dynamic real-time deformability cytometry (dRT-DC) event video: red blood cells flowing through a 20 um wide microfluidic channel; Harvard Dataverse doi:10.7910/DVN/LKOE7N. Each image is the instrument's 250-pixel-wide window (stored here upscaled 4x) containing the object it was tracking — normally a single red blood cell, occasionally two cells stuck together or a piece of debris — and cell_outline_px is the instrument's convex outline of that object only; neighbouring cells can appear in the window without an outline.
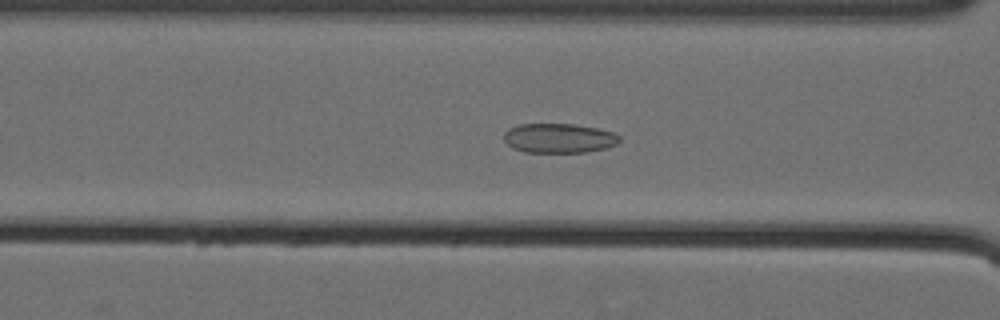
{"species": "Egyptian fruit bat (a non-hibernating species)", "species_latin": "Rousettus aegyptiacus", "temperature_condition": "cold", "stored_images_in_passage": 37, "camera_frame_rate_fps": 3000, "um_per_image_px": 0.085, "animal": {"sex": "female"}, "frame": {"image": 1, "passage_image": 5, "time_ms": 1.333, "image_size_px": [1000, 320], "cell_outline_px": [[620, 140], [616, 144], [604, 148], [584, 152], [524, 152], [512, 148], [504, 140], [504, 132], [508, 128], [520, 124], [576, 124], [596, 128], [612, 132], [620, 136]], "centroid_in_image_um": [47.47, 11.74], "position_along_channel_um": 119.1, "area_um2": 19.83}}
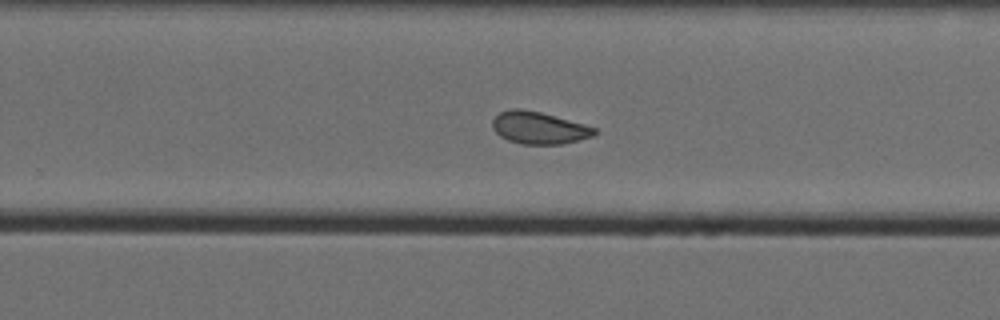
{"frame": {"image": 2, "passage_image": 19, "time_ms": 6.0, "image_size_px": [1000, 320], "cell_outline_px": [[596, 132], [592, 136], [560, 144], [520, 144], [508, 140], [500, 136], [492, 128], [492, 120], [500, 112], [508, 108], [520, 108], [540, 112], [584, 124], [596, 128]], "centroid_in_image_um": [45.75, 10.85], "position_along_channel_um": 284.0, "area_um2": 19.02}}
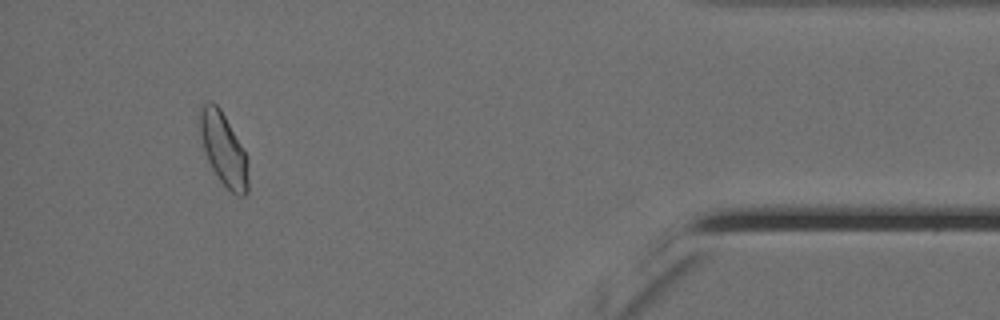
{"frame": {"image": 3, "passage_image": 34, "time_ms": 11.0, "image_size_px": [1000, 320], "cell_outline_px": [[248, 192], [244, 196], [236, 196], [220, 180], [212, 168], [208, 160], [200, 136], [200, 108], [208, 100], [212, 100], [220, 108], [248, 156]], "centroid_in_image_um": [19.03, 12.68], "position_along_channel_um": 416.2, "area_um2": 20.4}, "authors_computed_cell_mechanics": {"area_um2": 19.5364, "velocity_mm_per_s": 3.5456, "shape_relaxation_time_tau1_ms": null, "shape_relaxation_time_tau2_ms": 1.5551, "deformation_change_tau1": null, "deformation_change_tau2": 0.0707}}